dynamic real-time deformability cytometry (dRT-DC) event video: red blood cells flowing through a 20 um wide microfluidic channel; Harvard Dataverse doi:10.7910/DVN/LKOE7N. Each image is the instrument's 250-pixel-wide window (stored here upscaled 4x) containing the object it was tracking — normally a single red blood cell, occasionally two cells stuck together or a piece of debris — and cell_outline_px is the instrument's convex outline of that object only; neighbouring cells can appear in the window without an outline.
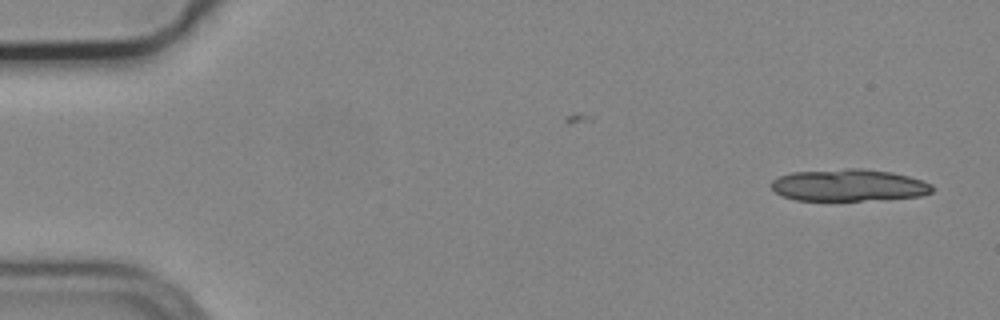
{"species": "common noctule bat (a hibernating species)", "species_latin": "Nyctalus noctula", "temperature_condition": "cold", "stored_images_in_passage": 5, "camera_frame_rate_fps": 3000, "um_per_image_px": 0.085, "animal": {"sex": "male", "body_mass_g": 19.2, "forearm_length_mm": 51.8}, "frame": {"image": 1, "passage_image": 1, "time_ms": 0.0, "image_size_px": [1000, 320], "cell_outline_px": [[932, 192], [920, 196], [884, 200], [796, 200], [780, 196], [772, 188], [772, 180], [780, 176], [792, 172], [848, 168], [864, 168], [892, 172], [924, 180], [932, 184]], "centroid_in_image_um": [72.17, 15.74], "position_along_channel_um": 12.8, "area_um2": 30.29}}